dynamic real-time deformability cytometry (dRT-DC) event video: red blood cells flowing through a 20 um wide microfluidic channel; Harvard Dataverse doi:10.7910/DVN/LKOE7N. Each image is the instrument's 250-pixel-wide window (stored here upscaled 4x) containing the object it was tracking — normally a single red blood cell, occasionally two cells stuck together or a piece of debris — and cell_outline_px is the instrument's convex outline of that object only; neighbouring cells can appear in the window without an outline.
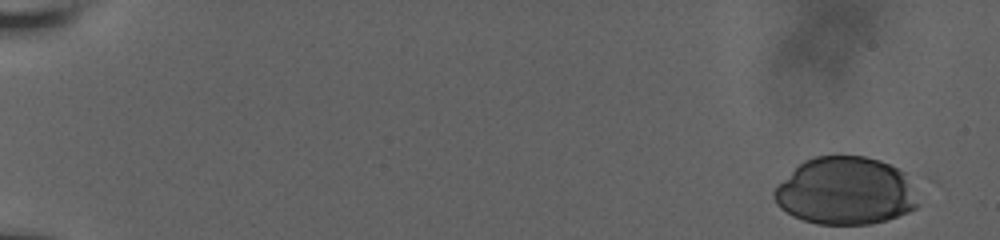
{"species": "human", "species_latin": "Homo sapiens", "temperature_condition": "room temperature", "stored_images_in_passage": 76, "camera_frame_rate_fps": 3000, "um_per_image_px": 0.085, "donor": {"sex": "male"}, "frame": {"image": 1, "passage_image": 1, "time_ms": 0.0, "image_size_px": [1000, 240], "cell_outline_px": [[920, 204], [916, 208], [908, 212], [888, 220], [872, 224], [816, 224], [792, 216], [780, 208], [776, 204], [772, 196], [772, 192], [804, 160], [816, 156], [864, 156], [880, 160], [904, 172]], "centroid_in_image_um": [71.87, 16.25], "position_along_channel_um": 13.1, "area_um2": 56.59}}
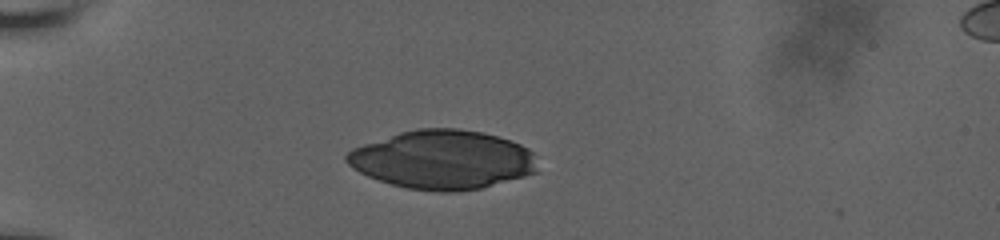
{"frame": {"image": 2, "passage_image": 20, "time_ms": 5.0, "image_size_px": [1000, 240], "cell_outline_px": [[540, 172], [480, 188], [452, 192], [440, 192], [408, 188], [392, 184], [368, 176], [352, 168], [344, 160], [344, 156], [352, 148], [400, 132], [420, 128], [460, 128], [484, 132], [520, 144], [528, 148], [532, 152]], "centroid_in_image_um": [37.63, 13.57], "position_along_channel_um": 47.4, "area_um2": 65.43}}